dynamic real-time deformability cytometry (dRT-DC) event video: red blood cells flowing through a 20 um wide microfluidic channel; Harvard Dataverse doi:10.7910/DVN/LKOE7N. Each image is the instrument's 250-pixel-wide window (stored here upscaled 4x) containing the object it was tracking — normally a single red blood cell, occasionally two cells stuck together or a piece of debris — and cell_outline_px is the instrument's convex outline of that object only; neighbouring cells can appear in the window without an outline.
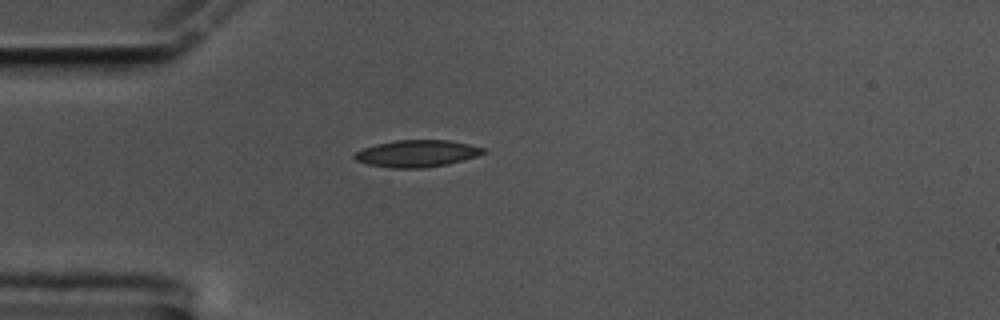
{"species": "common noctule bat (a hibernating species)", "species_latin": "Nyctalus noctula", "temperature_condition": "cold", "stored_images_in_passage": 43, "camera_frame_rate_fps": 3000, "um_per_image_px": 0.085, "animal": {"sex": "male", "body_mass_g": 17.5, "forearm_length_mm": 52.3}, "frame": {"image": 1, "passage_image": 1, "time_ms": 0.0, "image_size_px": [1000, 320], "cell_outline_px": [[488, 152], [476, 156], [448, 164], [424, 168], [392, 168], [368, 164], [356, 160], [352, 156], [356, 152], [364, 148], [376, 144], [396, 140], [448, 140], [488, 148]], "centroid_in_image_um": [35.47, 13.04], "position_along_channel_um": 49.5, "area_um2": 20.23}}
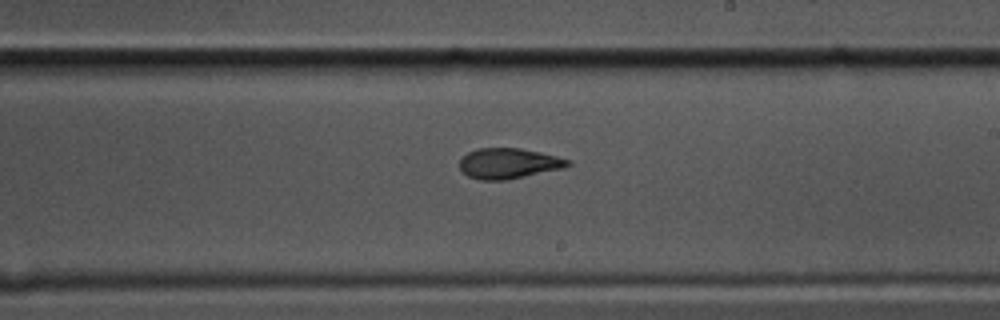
{"frame": {"image": 2, "passage_image": 19, "time_ms": 6.0, "image_size_px": [1000, 320], "cell_outline_px": [[572, 164], [560, 168], [524, 176], [504, 180], [480, 180], [468, 176], [460, 168], [460, 160], [468, 152], [480, 148], [520, 148], [540, 152], [572, 160]], "centroid_in_image_um": [43.22, 13.88], "position_along_channel_um": 245.8, "area_um2": 18.9}}
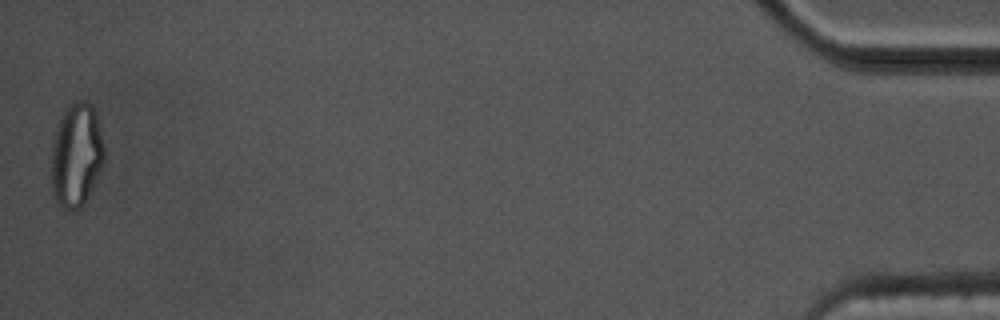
{"frame": {"image": 3, "passage_image": 43, "time_ms": 14.0, "image_size_px": [1000, 320], "cell_outline_px": [[104, 164], [84, 204], [76, 212], [72, 212], [56, 204], [52, 196], [52, 144], [60, 116], [64, 108], [72, 100], [84, 100], [92, 104], [96, 112], [104, 148]], "centroid_in_image_um": [6.48, 13.18], "position_along_channel_um": 428.7, "area_um2": 32.6}, "authors_computed_cell_mechanics": {"area_um2": 19.8254, "velocity_mm_per_s": 3.4547, "shape_relaxation_time_tau1_ms": 5.4153, "shape_relaxation_time_tau2_ms": 3.4289, "deformation_change_tau1": 0.1783, "deformation_change_tau2": 0.0948}}